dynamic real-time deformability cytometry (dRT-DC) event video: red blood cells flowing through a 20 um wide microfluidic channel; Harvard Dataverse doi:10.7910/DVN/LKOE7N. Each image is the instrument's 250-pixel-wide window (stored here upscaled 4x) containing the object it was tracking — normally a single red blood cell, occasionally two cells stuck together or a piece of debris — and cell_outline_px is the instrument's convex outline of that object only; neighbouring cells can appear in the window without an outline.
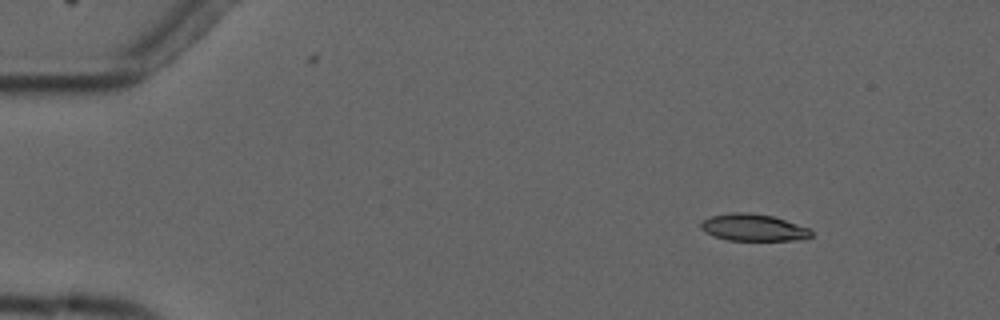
{"species": "common noctule bat (a hibernating species)", "species_latin": "Nyctalus noctula", "temperature_condition": "cold", "stored_images_in_passage": 4, "camera_frame_rate_fps": 3000, "um_per_image_px": 0.085, "animal": {"sex": "male", "forearm_length_mm": 52.5}, "frame": {"image": 1, "passage_image": 2, "time_ms": 1.333, "image_size_px": [1000, 320], "cell_outline_px": [[812, 236], [792, 240], [728, 240], [712, 236], [704, 232], [700, 228], [700, 224], [704, 220], [712, 216], [732, 212], [748, 212], [772, 216], [812, 228]], "centroid_in_image_um": [64.02, 19.34], "position_along_channel_um": 21.0, "area_um2": 17.34}}